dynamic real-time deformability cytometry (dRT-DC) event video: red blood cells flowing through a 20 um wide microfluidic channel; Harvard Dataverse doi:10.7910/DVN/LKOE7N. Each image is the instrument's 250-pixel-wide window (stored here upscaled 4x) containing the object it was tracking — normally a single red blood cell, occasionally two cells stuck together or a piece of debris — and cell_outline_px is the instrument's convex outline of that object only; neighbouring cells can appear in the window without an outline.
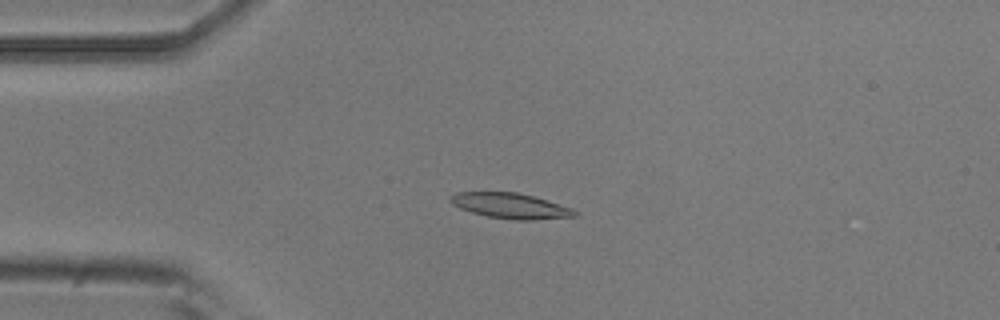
{"species": "common noctule bat (a hibernating species)", "species_latin": "Nyctalus noctula", "temperature_condition": "room temperature", "stored_images_in_passage": 5, "camera_frame_rate_fps": 3000, "um_per_image_px": 0.085, "animal": {"sex": "male", "body_mass_g": 20.5, "forearm_length_mm": 52.5}, "frame": {"image": 1, "passage_image": 3, "time_ms": 0.667, "image_size_px": [1000, 320], "cell_outline_px": [[576, 216], [532, 220], [512, 220], [488, 216], [472, 212], [460, 208], [452, 204], [448, 200], [448, 196], [456, 192], [516, 192], [532, 196], [572, 208], [576, 212]], "centroid_in_image_um": [43.33, 17.49], "position_along_channel_um": 41.7, "area_um2": 18.26}}
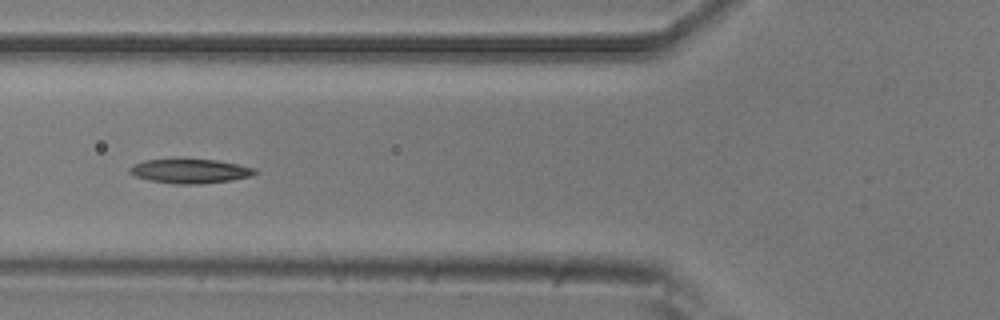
{"frame": {"image": 2, "passage_image": 5, "time_ms": 1.333, "image_size_px": [1000, 320], "cell_outline_px": [[260, 172], [252, 176], [228, 180], [200, 184], [176, 184], [152, 180], [136, 176], [128, 172], [128, 168], [132, 164], [144, 160], [216, 160], [256, 168]], "centroid_in_image_um": [16.17, 14.55], "position_along_channel_um": 109.6, "area_um2": 17.46}}